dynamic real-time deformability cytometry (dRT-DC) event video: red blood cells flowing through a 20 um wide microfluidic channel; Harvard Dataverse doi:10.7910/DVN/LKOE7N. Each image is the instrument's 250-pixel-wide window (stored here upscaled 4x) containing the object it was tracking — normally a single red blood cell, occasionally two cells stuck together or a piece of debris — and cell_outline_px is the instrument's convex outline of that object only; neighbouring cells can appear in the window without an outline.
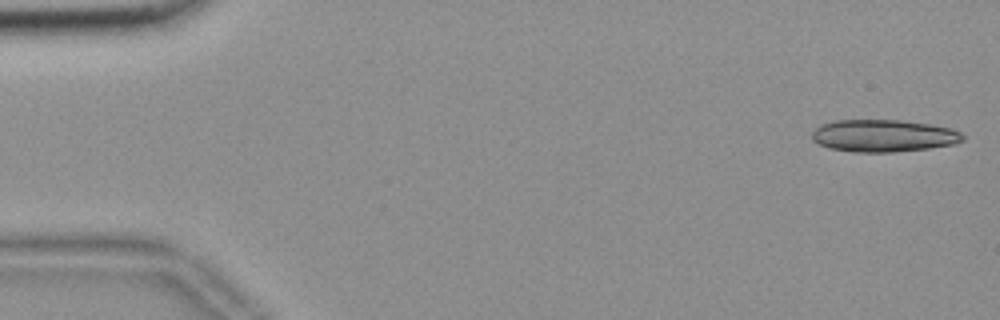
{"species": "common noctule bat (a hibernating species)", "species_latin": "Nyctalus noctula", "temperature_condition": "room temperature", "stored_images_in_passage": 25, "camera_frame_rate_fps": 3000, "um_per_image_px": 0.085, "animal": {"sex": "female", "body_mass_g": 18.4}, "frame": {"image": 1, "passage_image": 1, "time_ms": 0.0, "image_size_px": [1000, 320], "cell_outline_px": [[964, 140], [952, 144], [928, 148], [892, 152], [852, 152], [828, 148], [812, 140], [812, 132], [820, 124], [836, 120], [900, 120], [928, 124], [952, 128], [960, 132], [964, 136]], "centroid_in_image_um": [75.07, 11.54], "position_along_channel_um": 9.9, "area_um2": 28.32}}
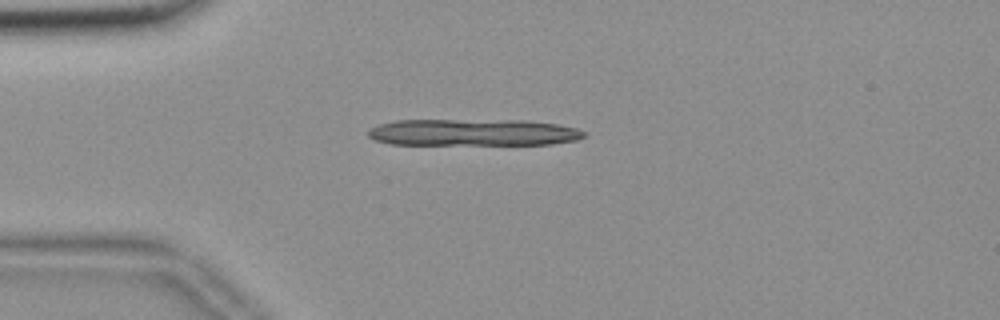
{"frame": {"image": 2, "passage_image": 13, "time_ms": 4.0, "image_size_px": [1000, 320], "cell_outline_px": [[588, 136], [576, 140], [552, 144], [392, 144], [376, 140], [368, 136], [368, 128], [380, 124], [396, 120], [524, 120], [556, 124], [576, 128], [588, 132]], "centroid_in_image_um": [40.25, 11.25], "position_along_channel_um": 44.7, "area_um2": 33.76}}